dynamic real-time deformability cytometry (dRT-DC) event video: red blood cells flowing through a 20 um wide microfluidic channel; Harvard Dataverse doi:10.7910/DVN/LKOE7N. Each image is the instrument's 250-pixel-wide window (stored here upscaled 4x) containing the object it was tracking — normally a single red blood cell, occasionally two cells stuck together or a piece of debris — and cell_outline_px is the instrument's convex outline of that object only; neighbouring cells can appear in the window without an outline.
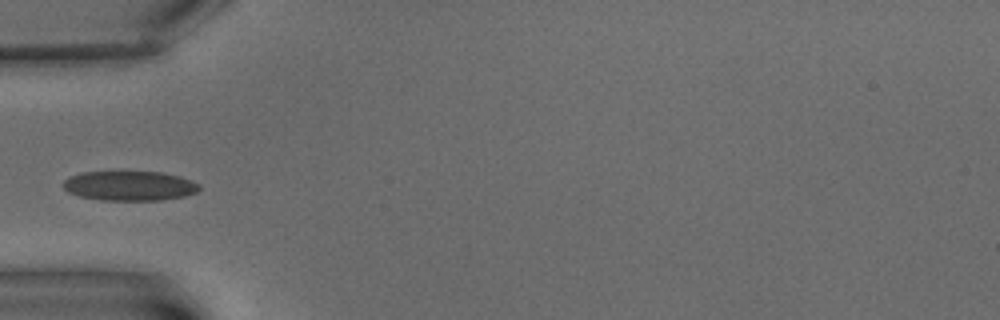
{"species": "common noctule bat (a hibernating species)", "species_latin": "Nyctalus noctula", "temperature_condition": "warm", "stored_images_in_passage": 16, "camera_frame_rate_fps": 3000, "um_per_image_px": 0.085, "animal": {"sex": "male", "body_mass_g": 15.6}, "frame": {"image": 1, "passage_image": 5, "time_ms": 6.0, "image_size_px": [1000, 320], "cell_outline_px": [[200, 188], [196, 192], [184, 196], [160, 200], [100, 200], [80, 196], [68, 192], [60, 184], [68, 176], [80, 172], [160, 172], [180, 176], [192, 180], [200, 184]], "centroid_in_image_um": [10.98, 15.79], "position_along_channel_um": 74.0, "area_um2": 23.64}}
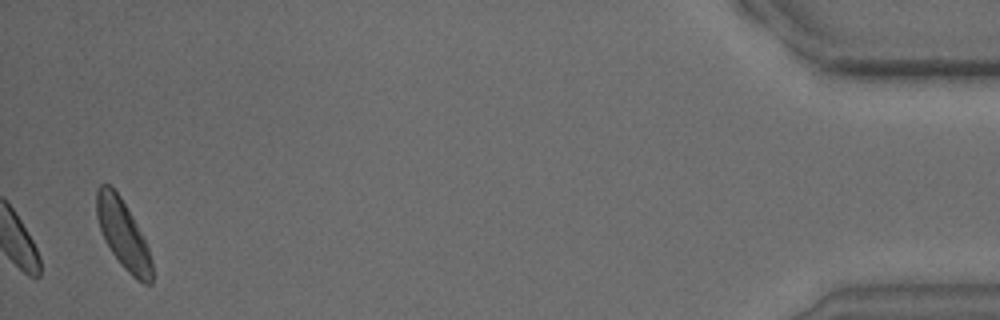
{"frame": {"image": 2, "passage_image": 16, "time_ms": 20.333, "image_size_px": [1000, 320], "cell_outline_px": [[152, 284], [144, 284], [136, 280], [120, 264], [104, 240], [96, 216], [96, 192], [100, 184], [108, 184], [120, 196], [136, 224], [148, 248], [152, 260]], "centroid_in_image_um": [10.45, 19.95], "position_along_channel_um": 424.7, "area_um2": 21.85}, "authors_computed_cell_mechanics": {"area_um2": 22.9177, "velocity_mm_per_s": 3.0515, "shape_relaxation_time_tau1_ms": 3.8825, "shape_relaxation_time_tau2_ms": 1.2342, "deformation_change_tau1": 0.1265, "deformation_change_tau2": 0.0705}}